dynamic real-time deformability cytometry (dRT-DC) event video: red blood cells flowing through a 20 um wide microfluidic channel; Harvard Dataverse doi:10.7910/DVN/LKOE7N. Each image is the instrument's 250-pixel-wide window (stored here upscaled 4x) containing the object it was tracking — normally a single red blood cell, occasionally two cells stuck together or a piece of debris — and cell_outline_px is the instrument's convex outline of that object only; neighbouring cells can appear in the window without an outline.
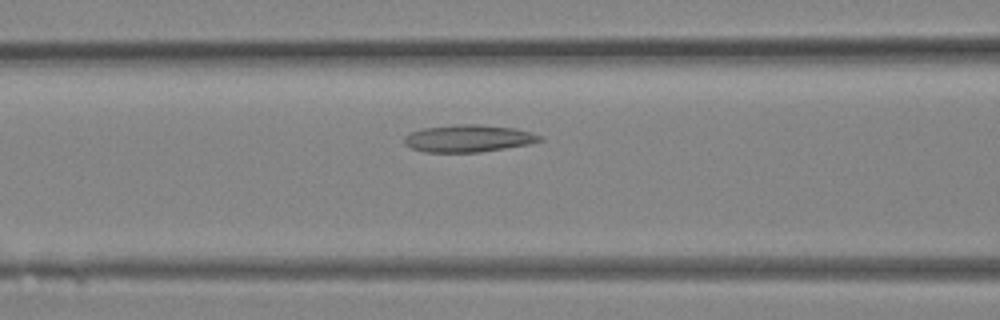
{"species": "Egyptian fruit bat (a non-hibernating species)", "species_latin": "Rousettus aegyptiacus", "temperature_condition": "room temperature", "stored_images_in_passage": 26, "camera_frame_rate_fps": 3000, "um_per_image_px": 0.085, "animal": {"sex": "female"}, "frame": {"image": 1, "passage_image": 8, "time_ms": 2.333, "image_size_px": [1000, 320], "cell_outline_px": [[544, 140], [528, 144], [480, 152], [424, 152], [412, 148], [404, 144], [404, 136], [412, 132], [424, 128], [456, 124], [480, 124], [516, 128], [532, 132], [544, 136]], "centroid_in_image_um": [39.85, 11.76], "position_along_channel_um": 126.8, "area_um2": 21.62}}
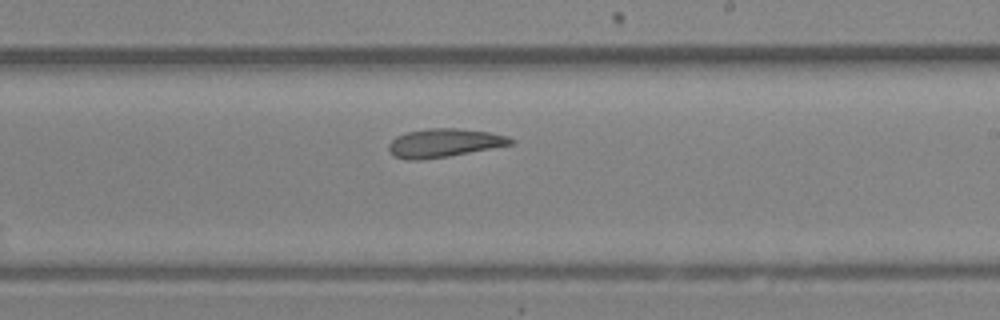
{"frame": {"image": 2, "passage_image": 14, "time_ms": 4.333, "image_size_px": [1000, 320], "cell_outline_px": [[516, 140], [512, 144], [448, 156], [420, 160], [408, 160], [396, 156], [388, 148], [388, 144], [396, 136], [408, 132], [428, 128], [456, 128], [488, 132], [508, 136]], "centroid_in_image_um": [37.75, 12.14], "position_along_channel_um": 251.2, "area_um2": 20.0}}
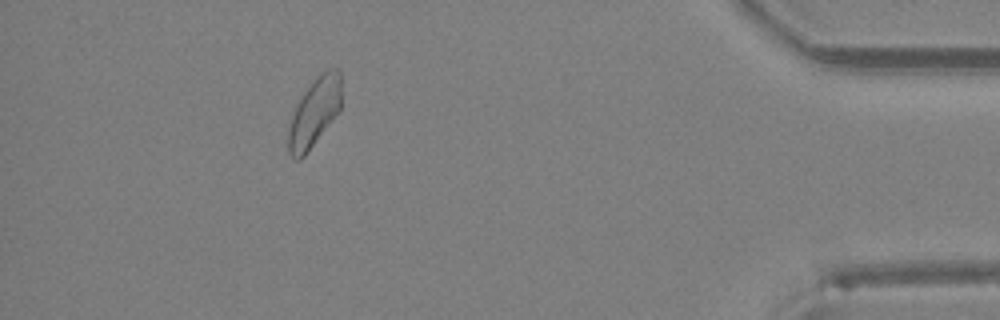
{"frame": {"image": 3, "passage_image": 24, "time_ms": 7.667, "image_size_px": [1000, 320], "cell_outline_px": [[340, 112], [304, 156], [300, 160], [296, 160], [288, 152], [288, 132], [292, 116], [296, 104], [300, 96], [316, 76], [320, 72], [328, 68], [340, 68]], "centroid_in_image_um": [26.73, 9.53], "position_along_channel_um": 408.5, "area_um2": 21.39}}